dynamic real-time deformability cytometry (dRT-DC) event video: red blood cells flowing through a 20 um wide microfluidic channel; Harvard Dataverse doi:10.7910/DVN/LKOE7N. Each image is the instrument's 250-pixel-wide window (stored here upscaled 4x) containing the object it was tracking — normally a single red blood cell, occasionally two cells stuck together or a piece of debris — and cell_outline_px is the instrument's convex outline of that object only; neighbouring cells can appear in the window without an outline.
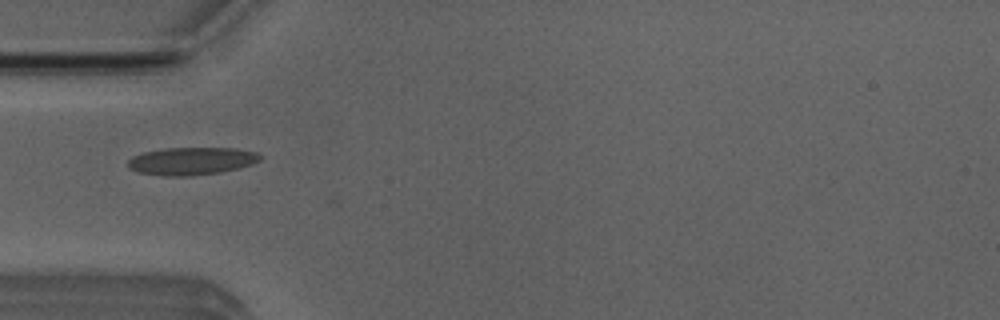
{"species": "Egyptian fruit bat (a non-hibernating species)", "species_latin": "Rousettus aegyptiacus", "temperature_condition": "room temperature", "stored_images_in_passage": 6, "camera_frame_rate_fps": 3000, "um_per_image_px": 0.085, "animal": {"sex": "male"}, "frame": {"image": 1, "passage_image": 6, "time_ms": 6.0, "image_size_px": [1000, 320], "cell_outline_px": [[264, 156], [260, 160], [252, 164], [220, 172], [188, 176], [164, 176], [136, 172], [128, 168], [128, 160], [132, 156], [144, 152], [164, 148], [236, 148], [256, 152]], "centroid_in_image_um": [16.26, 13.68], "position_along_channel_um": 68.7, "area_um2": 21.39}}